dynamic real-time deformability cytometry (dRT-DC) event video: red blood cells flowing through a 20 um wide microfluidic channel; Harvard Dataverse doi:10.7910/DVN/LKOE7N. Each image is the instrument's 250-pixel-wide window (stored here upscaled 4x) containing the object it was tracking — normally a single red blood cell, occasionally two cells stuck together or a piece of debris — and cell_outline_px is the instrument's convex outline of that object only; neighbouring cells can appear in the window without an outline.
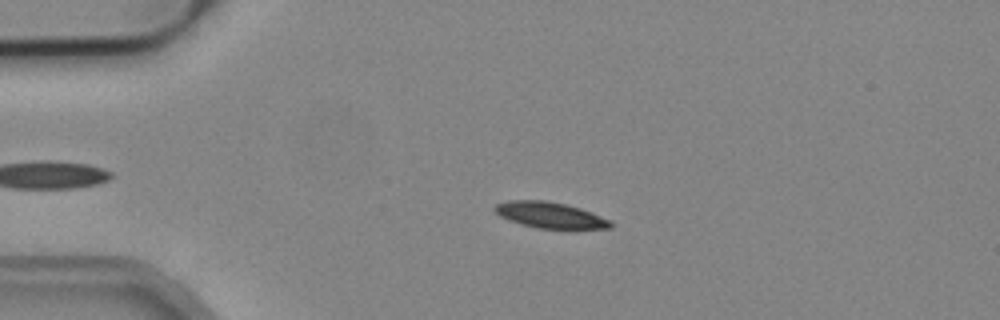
{"species": "common noctule bat (a hibernating species)", "species_latin": "Nyctalus noctula", "temperature_condition": "cold", "stored_images_in_passage": 8, "camera_frame_rate_fps": 3000, "um_per_image_px": 0.085, "animal": {"sex": "male", "body_mass_g": 19.2, "forearm_length_mm": 51.8}, "frame": {"image": 1, "passage_image": 1, "time_ms": 0.0, "image_size_px": [1000, 320], "cell_outline_px": [[612, 228], [576, 232], [572, 232], [540, 228], [508, 220], [500, 216], [492, 208], [496, 204], [508, 200], [544, 200], [564, 204], [580, 208], [612, 220]], "centroid_in_image_um": [46.87, 18.34], "position_along_channel_um": 38.1, "area_um2": 18.38}}